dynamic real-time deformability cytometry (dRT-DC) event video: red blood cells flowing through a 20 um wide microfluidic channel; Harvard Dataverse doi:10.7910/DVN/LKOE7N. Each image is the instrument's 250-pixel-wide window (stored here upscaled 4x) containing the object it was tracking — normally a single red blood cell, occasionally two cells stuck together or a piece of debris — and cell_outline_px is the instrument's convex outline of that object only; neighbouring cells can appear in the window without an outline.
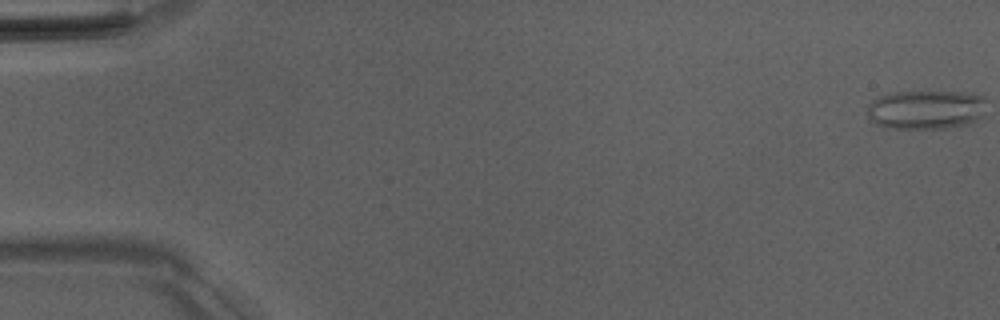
{"species": "Egyptian fruit bat (a non-hibernating species)", "species_latin": "Rousettus aegyptiacus", "temperature_condition": "room temperature", "stored_images_in_passage": 47, "camera_frame_rate_fps": 3000, "um_per_image_px": 0.085, "animal": {"sex": "male"}, "frame": {"image": 1, "passage_image": 1, "time_ms": 0.0, "image_size_px": [1000, 320], "cell_outline_px": [[984, 116], [968, 124], [944, 128], [888, 128], [876, 124], [868, 116], [868, 104], [872, 100], [880, 96], [896, 92], [972, 92], [980, 96], [984, 100]], "centroid_in_image_um": [78.71, 9.32], "position_along_channel_um": 6.3, "area_um2": 27.11}}
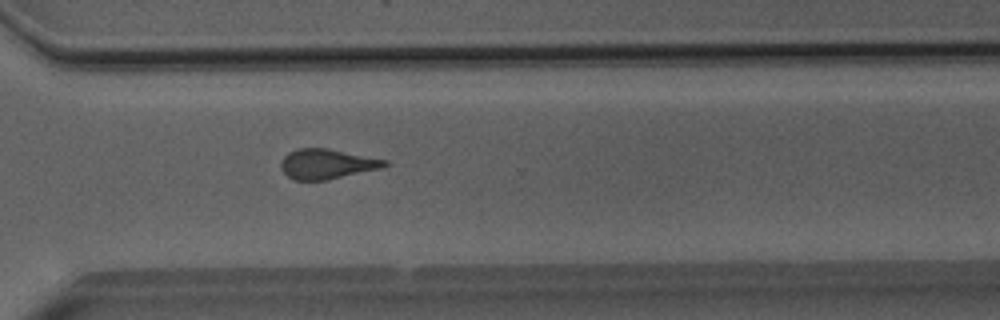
{"frame": {"image": 2, "passage_image": 38, "time_ms": 12.333, "image_size_px": [1000, 320], "cell_outline_px": [[392, 164], [384, 168], [328, 180], [292, 180], [280, 168], [280, 164], [284, 156], [288, 152], [300, 148], [328, 148], [388, 160]], "centroid_in_image_um": [27.84, 13.94], "position_along_channel_um": 342.8, "area_um2": 18.44}}
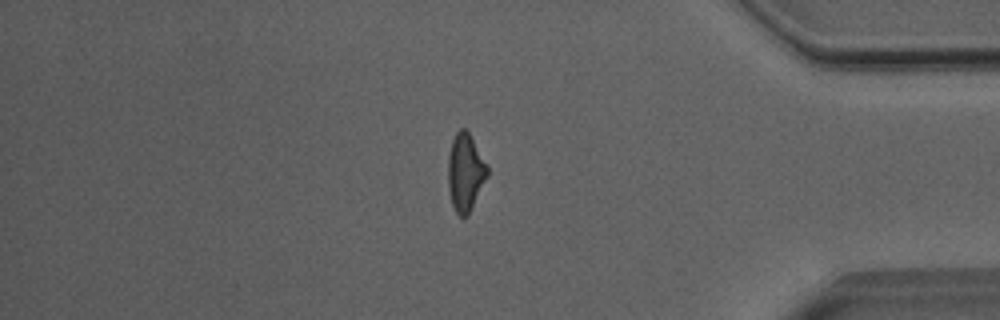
{"frame": {"image": 3, "passage_image": 44, "time_ms": 14.333, "image_size_px": [1000, 320], "cell_outline_px": [[488, 176], [468, 216], [460, 216], [456, 212], [452, 204], [448, 188], [448, 156], [452, 140], [456, 132], [460, 128], [464, 128], [468, 132], [488, 164]], "centroid_in_image_um": [39.56, 14.65], "position_along_channel_um": 395.6, "area_um2": 17.86}, "authors_computed_cell_mechanics": {"area_um2": 19.3052, "velocity_mm_per_s": 4.0526, "shape_relaxation_time_tau1_ms": 8.3397, "shape_relaxation_time_tau2_ms": 1.6039, "deformation_change_tau1": 0.1946, "deformation_change_tau2": 0.0966}}